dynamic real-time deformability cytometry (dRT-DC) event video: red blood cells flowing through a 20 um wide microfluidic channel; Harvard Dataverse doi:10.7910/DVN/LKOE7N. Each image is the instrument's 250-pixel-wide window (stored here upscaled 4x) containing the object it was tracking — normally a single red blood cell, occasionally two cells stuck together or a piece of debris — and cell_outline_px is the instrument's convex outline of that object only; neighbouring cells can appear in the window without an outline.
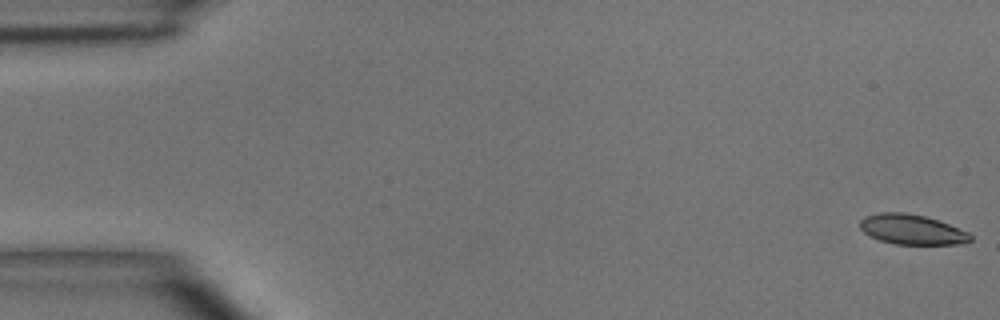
{"species": "common noctule bat (a hibernating species)", "species_latin": "Nyctalus noctula", "temperature_condition": "room temperature", "stored_images_in_passage": 5, "camera_frame_rate_fps": 3000, "um_per_image_px": 0.085, "animal": {"sex": "male", "body_mass_g": 15.6}, "frame": {"image": 1, "passage_image": 1, "time_ms": 0.0, "image_size_px": [1000, 320], "cell_outline_px": [[972, 240], [964, 244], [896, 244], [880, 240], [864, 232], [860, 228], [860, 220], [864, 216], [880, 212], [904, 212], [924, 216], [948, 224], [968, 232], [972, 236]], "centroid_in_image_um": [77.51, 19.5], "position_along_channel_um": 7.5, "area_um2": 19.19}}